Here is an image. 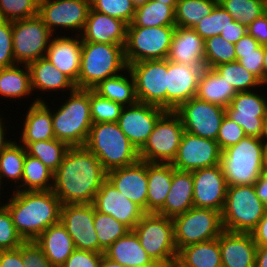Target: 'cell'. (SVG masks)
<instances>
[{"label": "cell", "mask_w": 267, "mask_h": 267, "mask_svg": "<svg viewBox=\"0 0 267 267\" xmlns=\"http://www.w3.org/2000/svg\"><path fill=\"white\" fill-rule=\"evenodd\" d=\"M107 179L99 159L85 146L69 147L53 175V193L65 204H92Z\"/></svg>", "instance_id": "obj_1"}, {"label": "cell", "mask_w": 267, "mask_h": 267, "mask_svg": "<svg viewBox=\"0 0 267 267\" xmlns=\"http://www.w3.org/2000/svg\"><path fill=\"white\" fill-rule=\"evenodd\" d=\"M7 202L4 205L24 241L35 240L49 226L60 222L62 204L52 190H15Z\"/></svg>", "instance_id": "obj_2"}, {"label": "cell", "mask_w": 267, "mask_h": 267, "mask_svg": "<svg viewBox=\"0 0 267 267\" xmlns=\"http://www.w3.org/2000/svg\"><path fill=\"white\" fill-rule=\"evenodd\" d=\"M67 98L55 112L51 111L55 138L69 147L85 146L93 124L90 90L76 88Z\"/></svg>", "instance_id": "obj_3"}, {"label": "cell", "mask_w": 267, "mask_h": 267, "mask_svg": "<svg viewBox=\"0 0 267 267\" xmlns=\"http://www.w3.org/2000/svg\"><path fill=\"white\" fill-rule=\"evenodd\" d=\"M124 46L82 42L78 89L92 90L103 80L126 73Z\"/></svg>", "instance_id": "obj_4"}, {"label": "cell", "mask_w": 267, "mask_h": 267, "mask_svg": "<svg viewBox=\"0 0 267 267\" xmlns=\"http://www.w3.org/2000/svg\"><path fill=\"white\" fill-rule=\"evenodd\" d=\"M85 147L99 159L106 171L129 166L139 160V152L117 122L92 124Z\"/></svg>", "instance_id": "obj_5"}, {"label": "cell", "mask_w": 267, "mask_h": 267, "mask_svg": "<svg viewBox=\"0 0 267 267\" xmlns=\"http://www.w3.org/2000/svg\"><path fill=\"white\" fill-rule=\"evenodd\" d=\"M264 139L246 136L224 149L220 166L227 186L253 185L263 173Z\"/></svg>", "instance_id": "obj_6"}, {"label": "cell", "mask_w": 267, "mask_h": 267, "mask_svg": "<svg viewBox=\"0 0 267 267\" xmlns=\"http://www.w3.org/2000/svg\"><path fill=\"white\" fill-rule=\"evenodd\" d=\"M266 209L267 206L257 197L253 185L228 186L221 212L223 228L231 232L251 233Z\"/></svg>", "instance_id": "obj_7"}, {"label": "cell", "mask_w": 267, "mask_h": 267, "mask_svg": "<svg viewBox=\"0 0 267 267\" xmlns=\"http://www.w3.org/2000/svg\"><path fill=\"white\" fill-rule=\"evenodd\" d=\"M133 231L146 253L159 267H169L177 260L172 218L145 213Z\"/></svg>", "instance_id": "obj_8"}, {"label": "cell", "mask_w": 267, "mask_h": 267, "mask_svg": "<svg viewBox=\"0 0 267 267\" xmlns=\"http://www.w3.org/2000/svg\"><path fill=\"white\" fill-rule=\"evenodd\" d=\"M177 251L195 243L214 240L224 231L221 212L192 207L172 218Z\"/></svg>", "instance_id": "obj_9"}, {"label": "cell", "mask_w": 267, "mask_h": 267, "mask_svg": "<svg viewBox=\"0 0 267 267\" xmlns=\"http://www.w3.org/2000/svg\"><path fill=\"white\" fill-rule=\"evenodd\" d=\"M176 26L127 27L124 46L127 65L145 60H164Z\"/></svg>", "instance_id": "obj_10"}, {"label": "cell", "mask_w": 267, "mask_h": 267, "mask_svg": "<svg viewBox=\"0 0 267 267\" xmlns=\"http://www.w3.org/2000/svg\"><path fill=\"white\" fill-rule=\"evenodd\" d=\"M184 132L180 117L174 111H166L139 151V159L148 163H172Z\"/></svg>", "instance_id": "obj_11"}, {"label": "cell", "mask_w": 267, "mask_h": 267, "mask_svg": "<svg viewBox=\"0 0 267 267\" xmlns=\"http://www.w3.org/2000/svg\"><path fill=\"white\" fill-rule=\"evenodd\" d=\"M53 33L37 14L12 22V45L16 64L28 65L46 56Z\"/></svg>", "instance_id": "obj_12"}, {"label": "cell", "mask_w": 267, "mask_h": 267, "mask_svg": "<svg viewBox=\"0 0 267 267\" xmlns=\"http://www.w3.org/2000/svg\"><path fill=\"white\" fill-rule=\"evenodd\" d=\"M128 69L135 81L137 101L167 111V59L131 63Z\"/></svg>", "instance_id": "obj_13"}, {"label": "cell", "mask_w": 267, "mask_h": 267, "mask_svg": "<svg viewBox=\"0 0 267 267\" xmlns=\"http://www.w3.org/2000/svg\"><path fill=\"white\" fill-rule=\"evenodd\" d=\"M267 97L255 90L237 92L230 105L225 108L226 116L244 129L246 136L264 139L267 123Z\"/></svg>", "instance_id": "obj_14"}, {"label": "cell", "mask_w": 267, "mask_h": 267, "mask_svg": "<svg viewBox=\"0 0 267 267\" xmlns=\"http://www.w3.org/2000/svg\"><path fill=\"white\" fill-rule=\"evenodd\" d=\"M181 119L185 132L216 141L226 115L225 108L193 97L174 111Z\"/></svg>", "instance_id": "obj_15"}, {"label": "cell", "mask_w": 267, "mask_h": 267, "mask_svg": "<svg viewBox=\"0 0 267 267\" xmlns=\"http://www.w3.org/2000/svg\"><path fill=\"white\" fill-rule=\"evenodd\" d=\"M90 8V0H39L38 15L53 35L57 28L79 30L80 35Z\"/></svg>", "instance_id": "obj_16"}, {"label": "cell", "mask_w": 267, "mask_h": 267, "mask_svg": "<svg viewBox=\"0 0 267 267\" xmlns=\"http://www.w3.org/2000/svg\"><path fill=\"white\" fill-rule=\"evenodd\" d=\"M93 204H65L61 206L60 222L73 240L75 249L104 253L94 228Z\"/></svg>", "instance_id": "obj_17"}, {"label": "cell", "mask_w": 267, "mask_h": 267, "mask_svg": "<svg viewBox=\"0 0 267 267\" xmlns=\"http://www.w3.org/2000/svg\"><path fill=\"white\" fill-rule=\"evenodd\" d=\"M222 150L211 139L184 132L172 166L180 171H193L220 164Z\"/></svg>", "instance_id": "obj_18"}, {"label": "cell", "mask_w": 267, "mask_h": 267, "mask_svg": "<svg viewBox=\"0 0 267 267\" xmlns=\"http://www.w3.org/2000/svg\"><path fill=\"white\" fill-rule=\"evenodd\" d=\"M165 112L161 107L137 101L133 105L123 107L117 123L139 152L153 132L156 122Z\"/></svg>", "instance_id": "obj_19"}, {"label": "cell", "mask_w": 267, "mask_h": 267, "mask_svg": "<svg viewBox=\"0 0 267 267\" xmlns=\"http://www.w3.org/2000/svg\"><path fill=\"white\" fill-rule=\"evenodd\" d=\"M194 207L222 212L227 193V183L220 164L192 171Z\"/></svg>", "instance_id": "obj_20"}, {"label": "cell", "mask_w": 267, "mask_h": 267, "mask_svg": "<svg viewBox=\"0 0 267 267\" xmlns=\"http://www.w3.org/2000/svg\"><path fill=\"white\" fill-rule=\"evenodd\" d=\"M96 211L114 217L130 230L136 226L145 212L130 199L125 197L106 179L93 200Z\"/></svg>", "instance_id": "obj_21"}, {"label": "cell", "mask_w": 267, "mask_h": 267, "mask_svg": "<svg viewBox=\"0 0 267 267\" xmlns=\"http://www.w3.org/2000/svg\"><path fill=\"white\" fill-rule=\"evenodd\" d=\"M204 67L167 60V111H175L181 104L196 96Z\"/></svg>", "instance_id": "obj_22"}, {"label": "cell", "mask_w": 267, "mask_h": 267, "mask_svg": "<svg viewBox=\"0 0 267 267\" xmlns=\"http://www.w3.org/2000/svg\"><path fill=\"white\" fill-rule=\"evenodd\" d=\"M107 179L125 197L147 213V162L136 163L107 171Z\"/></svg>", "instance_id": "obj_23"}, {"label": "cell", "mask_w": 267, "mask_h": 267, "mask_svg": "<svg viewBox=\"0 0 267 267\" xmlns=\"http://www.w3.org/2000/svg\"><path fill=\"white\" fill-rule=\"evenodd\" d=\"M82 40L80 35L66 37L57 35L51 38L46 58L59 71L69 77L78 88L81 63Z\"/></svg>", "instance_id": "obj_24"}, {"label": "cell", "mask_w": 267, "mask_h": 267, "mask_svg": "<svg viewBox=\"0 0 267 267\" xmlns=\"http://www.w3.org/2000/svg\"><path fill=\"white\" fill-rule=\"evenodd\" d=\"M127 24L120 19L90 8L82 33V42L125 45Z\"/></svg>", "instance_id": "obj_25"}, {"label": "cell", "mask_w": 267, "mask_h": 267, "mask_svg": "<svg viewBox=\"0 0 267 267\" xmlns=\"http://www.w3.org/2000/svg\"><path fill=\"white\" fill-rule=\"evenodd\" d=\"M218 240L222 267H255L257 245L251 233L224 230Z\"/></svg>", "instance_id": "obj_26"}, {"label": "cell", "mask_w": 267, "mask_h": 267, "mask_svg": "<svg viewBox=\"0 0 267 267\" xmlns=\"http://www.w3.org/2000/svg\"><path fill=\"white\" fill-rule=\"evenodd\" d=\"M167 60L191 66H205V40L193 28L176 26Z\"/></svg>", "instance_id": "obj_27"}, {"label": "cell", "mask_w": 267, "mask_h": 267, "mask_svg": "<svg viewBox=\"0 0 267 267\" xmlns=\"http://www.w3.org/2000/svg\"><path fill=\"white\" fill-rule=\"evenodd\" d=\"M47 103L40 97L30 104L22 125L20 143H33L55 138L51 109Z\"/></svg>", "instance_id": "obj_28"}, {"label": "cell", "mask_w": 267, "mask_h": 267, "mask_svg": "<svg viewBox=\"0 0 267 267\" xmlns=\"http://www.w3.org/2000/svg\"><path fill=\"white\" fill-rule=\"evenodd\" d=\"M194 206L192 171H173L170 191L164 205L156 212L159 215L173 218L185 213Z\"/></svg>", "instance_id": "obj_29"}, {"label": "cell", "mask_w": 267, "mask_h": 267, "mask_svg": "<svg viewBox=\"0 0 267 267\" xmlns=\"http://www.w3.org/2000/svg\"><path fill=\"white\" fill-rule=\"evenodd\" d=\"M104 255L125 267H159L141 246L133 230L111 244Z\"/></svg>", "instance_id": "obj_30"}, {"label": "cell", "mask_w": 267, "mask_h": 267, "mask_svg": "<svg viewBox=\"0 0 267 267\" xmlns=\"http://www.w3.org/2000/svg\"><path fill=\"white\" fill-rule=\"evenodd\" d=\"M34 241L54 267H61L75 250L73 240L61 222L49 226Z\"/></svg>", "instance_id": "obj_31"}, {"label": "cell", "mask_w": 267, "mask_h": 267, "mask_svg": "<svg viewBox=\"0 0 267 267\" xmlns=\"http://www.w3.org/2000/svg\"><path fill=\"white\" fill-rule=\"evenodd\" d=\"M30 70L31 88L32 91H66L70 92L76 89L75 83L64 73L59 71L51 64L49 59L42 57L28 64Z\"/></svg>", "instance_id": "obj_32"}, {"label": "cell", "mask_w": 267, "mask_h": 267, "mask_svg": "<svg viewBox=\"0 0 267 267\" xmlns=\"http://www.w3.org/2000/svg\"><path fill=\"white\" fill-rule=\"evenodd\" d=\"M174 170L171 163L147 162V213H156L164 205Z\"/></svg>", "instance_id": "obj_33"}, {"label": "cell", "mask_w": 267, "mask_h": 267, "mask_svg": "<svg viewBox=\"0 0 267 267\" xmlns=\"http://www.w3.org/2000/svg\"><path fill=\"white\" fill-rule=\"evenodd\" d=\"M236 93L233 86L229 85L214 68H203L195 97L226 108Z\"/></svg>", "instance_id": "obj_34"}, {"label": "cell", "mask_w": 267, "mask_h": 267, "mask_svg": "<svg viewBox=\"0 0 267 267\" xmlns=\"http://www.w3.org/2000/svg\"><path fill=\"white\" fill-rule=\"evenodd\" d=\"M177 261L183 267H222L218 238L181 248Z\"/></svg>", "instance_id": "obj_35"}, {"label": "cell", "mask_w": 267, "mask_h": 267, "mask_svg": "<svg viewBox=\"0 0 267 267\" xmlns=\"http://www.w3.org/2000/svg\"><path fill=\"white\" fill-rule=\"evenodd\" d=\"M126 72H128L129 78L120 73L103 80L92 90L99 96L119 103L123 107L135 104L137 102L135 81L128 68Z\"/></svg>", "instance_id": "obj_36"}, {"label": "cell", "mask_w": 267, "mask_h": 267, "mask_svg": "<svg viewBox=\"0 0 267 267\" xmlns=\"http://www.w3.org/2000/svg\"><path fill=\"white\" fill-rule=\"evenodd\" d=\"M176 5H165L160 1L149 0L135 10L134 19L127 27L176 26Z\"/></svg>", "instance_id": "obj_37"}, {"label": "cell", "mask_w": 267, "mask_h": 267, "mask_svg": "<svg viewBox=\"0 0 267 267\" xmlns=\"http://www.w3.org/2000/svg\"><path fill=\"white\" fill-rule=\"evenodd\" d=\"M19 65V66H18ZM20 64L0 69V96L19 99L32 94L30 70L28 65ZM25 69V70H24Z\"/></svg>", "instance_id": "obj_38"}, {"label": "cell", "mask_w": 267, "mask_h": 267, "mask_svg": "<svg viewBox=\"0 0 267 267\" xmlns=\"http://www.w3.org/2000/svg\"><path fill=\"white\" fill-rule=\"evenodd\" d=\"M54 173L38 158L26 153L22 181L14 190L48 191L53 187ZM21 188V189H20Z\"/></svg>", "instance_id": "obj_39"}, {"label": "cell", "mask_w": 267, "mask_h": 267, "mask_svg": "<svg viewBox=\"0 0 267 267\" xmlns=\"http://www.w3.org/2000/svg\"><path fill=\"white\" fill-rule=\"evenodd\" d=\"M26 153L38 158L53 173L58 169L69 146L56 138L33 143H20Z\"/></svg>", "instance_id": "obj_40"}, {"label": "cell", "mask_w": 267, "mask_h": 267, "mask_svg": "<svg viewBox=\"0 0 267 267\" xmlns=\"http://www.w3.org/2000/svg\"><path fill=\"white\" fill-rule=\"evenodd\" d=\"M217 4L218 0H178L174 10L176 26L193 28Z\"/></svg>", "instance_id": "obj_41"}, {"label": "cell", "mask_w": 267, "mask_h": 267, "mask_svg": "<svg viewBox=\"0 0 267 267\" xmlns=\"http://www.w3.org/2000/svg\"><path fill=\"white\" fill-rule=\"evenodd\" d=\"M25 156V147L20 143L17 144L15 140L0 152L1 182H3L5 178L13 180L11 182L18 184L22 181Z\"/></svg>", "instance_id": "obj_42"}, {"label": "cell", "mask_w": 267, "mask_h": 267, "mask_svg": "<svg viewBox=\"0 0 267 267\" xmlns=\"http://www.w3.org/2000/svg\"><path fill=\"white\" fill-rule=\"evenodd\" d=\"M218 3L246 27L267 11V0H218Z\"/></svg>", "instance_id": "obj_43"}, {"label": "cell", "mask_w": 267, "mask_h": 267, "mask_svg": "<svg viewBox=\"0 0 267 267\" xmlns=\"http://www.w3.org/2000/svg\"><path fill=\"white\" fill-rule=\"evenodd\" d=\"M237 92L251 91L262 86L260 80L238 61L224 63L214 68Z\"/></svg>", "instance_id": "obj_44"}, {"label": "cell", "mask_w": 267, "mask_h": 267, "mask_svg": "<svg viewBox=\"0 0 267 267\" xmlns=\"http://www.w3.org/2000/svg\"><path fill=\"white\" fill-rule=\"evenodd\" d=\"M94 228L97 233L99 246L105 251L120 237L125 236L130 229L108 214L95 210Z\"/></svg>", "instance_id": "obj_45"}, {"label": "cell", "mask_w": 267, "mask_h": 267, "mask_svg": "<svg viewBox=\"0 0 267 267\" xmlns=\"http://www.w3.org/2000/svg\"><path fill=\"white\" fill-rule=\"evenodd\" d=\"M237 61L235 46L221 35L212 36L205 40V67L215 68L224 63Z\"/></svg>", "instance_id": "obj_46"}, {"label": "cell", "mask_w": 267, "mask_h": 267, "mask_svg": "<svg viewBox=\"0 0 267 267\" xmlns=\"http://www.w3.org/2000/svg\"><path fill=\"white\" fill-rule=\"evenodd\" d=\"M234 19L232 16L218 3L212 12L204 16L194 27L195 32L204 40L209 37L221 34Z\"/></svg>", "instance_id": "obj_47"}, {"label": "cell", "mask_w": 267, "mask_h": 267, "mask_svg": "<svg viewBox=\"0 0 267 267\" xmlns=\"http://www.w3.org/2000/svg\"><path fill=\"white\" fill-rule=\"evenodd\" d=\"M123 106L103 98L90 90V115L93 124L101 122H118Z\"/></svg>", "instance_id": "obj_48"}, {"label": "cell", "mask_w": 267, "mask_h": 267, "mask_svg": "<svg viewBox=\"0 0 267 267\" xmlns=\"http://www.w3.org/2000/svg\"><path fill=\"white\" fill-rule=\"evenodd\" d=\"M90 1H91V8L93 10L120 19L127 25L131 24L134 19L136 9L131 0H90Z\"/></svg>", "instance_id": "obj_49"}, {"label": "cell", "mask_w": 267, "mask_h": 267, "mask_svg": "<svg viewBox=\"0 0 267 267\" xmlns=\"http://www.w3.org/2000/svg\"><path fill=\"white\" fill-rule=\"evenodd\" d=\"M39 0H0V18L17 21L38 14Z\"/></svg>", "instance_id": "obj_50"}, {"label": "cell", "mask_w": 267, "mask_h": 267, "mask_svg": "<svg viewBox=\"0 0 267 267\" xmlns=\"http://www.w3.org/2000/svg\"><path fill=\"white\" fill-rule=\"evenodd\" d=\"M23 242L15 229L8 208L0 203V250L17 249Z\"/></svg>", "instance_id": "obj_51"}, {"label": "cell", "mask_w": 267, "mask_h": 267, "mask_svg": "<svg viewBox=\"0 0 267 267\" xmlns=\"http://www.w3.org/2000/svg\"><path fill=\"white\" fill-rule=\"evenodd\" d=\"M244 137H246L244 129L225 115L216 139L220 149L223 151L236 145Z\"/></svg>", "instance_id": "obj_52"}, {"label": "cell", "mask_w": 267, "mask_h": 267, "mask_svg": "<svg viewBox=\"0 0 267 267\" xmlns=\"http://www.w3.org/2000/svg\"><path fill=\"white\" fill-rule=\"evenodd\" d=\"M14 65L12 22L0 18V69Z\"/></svg>", "instance_id": "obj_53"}, {"label": "cell", "mask_w": 267, "mask_h": 267, "mask_svg": "<svg viewBox=\"0 0 267 267\" xmlns=\"http://www.w3.org/2000/svg\"><path fill=\"white\" fill-rule=\"evenodd\" d=\"M21 258L25 267H54L34 240L21 244Z\"/></svg>", "instance_id": "obj_54"}, {"label": "cell", "mask_w": 267, "mask_h": 267, "mask_svg": "<svg viewBox=\"0 0 267 267\" xmlns=\"http://www.w3.org/2000/svg\"><path fill=\"white\" fill-rule=\"evenodd\" d=\"M236 59L247 71L257 77L263 85V57L264 45H260L254 52L235 53Z\"/></svg>", "instance_id": "obj_55"}, {"label": "cell", "mask_w": 267, "mask_h": 267, "mask_svg": "<svg viewBox=\"0 0 267 267\" xmlns=\"http://www.w3.org/2000/svg\"><path fill=\"white\" fill-rule=\"evenodd\" d=\"M103 254L75 249L61 267H100Z\"/></svg>", "instance_id": "obj_56"}, {"label": "cell", "mask_w": 267, "mask_h": 267, "mask_svg": "<svg viewBox=\"0 0 267 267\" xmlns=\"http://www.w3.org/2000/svg\"><path fill=\"white\" fill-rule=\"evenodd\" d=\"M247 32L260 45H267V11L247 26Z\"/></svg>", "instance_id": "obj_57"}, {"label": "cell", "mask_w": 267, "mask_h": 267, "mask_svg": "<svg viewBox=\"0 0 267 267\" xmlns=\"http://www.w3.org/2000/svg\"><path fill=\"white\" fill-rule=\"evenodd\" d=\"M0 267H25L21 258V245L13 250H0Z\"/></svg>", "instance_id": "obj_58"}, {"label": "cell", "mask_w": 267, "mask_h": 267, "mask_svg": "<svg viewBox=\"0 0 267 267\" xmlns=\"http://www.w3.org/2000/svg\"><path fill=\"white\" fill-rule=\"evenodd\" d=\"M247 27L239 21H233L225 30L221 31V37L235 44L240 38L247 34Z\"/></svg>", "instance_id": "obj_59"}, {"label": "cell", "mask_w": 267, "mask_h": 267, "mask_svg": "<svg viewBox=\"0 0 267 267\" xmlns=\"http://www.w3.org/2000/svg\"><path fill=\"white\" fill-rule=\"evenodd\" d=\"M251 234L257 246L267 245V209Z\"/></svg>", "instance_id": "obj_60"}, {"label": "cell", "mask_w": 267, "mask_h": 267, "mask_svg": "<svg viewBox=\"0 0 267 267\" xmlns=\"http://www.w3.org/2000/svg\"><path fill=\"white\" fill-rule=\"evenodd\" d=\"M235 53L254 52L260 44L248 33L240 38L235 44Z\"/></svg>", "instance_id": "obj_61"}, {"label": "cell", "mask_w": 267, "mask_h": 267, "mask_svg": "<svg viewBox=\"0 0 267 267\" xmlns=\"http://www.w3.org/2000/svg\"><path fill=\"white\" fill-rule=\"evenodd\" d=\"M253 186L257 197L267 206V174L262 173Z\"/></svg>", "instance_id": "obj_62"}, {"label": "cell", "mask_w": 267, "mask_h": 267, "mask_svg": "<svg viewBox=\"0 0 267 267\" xmlns=\"http://www.w3.org/2000/svg\"><path fill=\"white\" fill-rule=\"evenodd\" d=\"M255 267H267V245L257 246Z\"/></svg>", "instance_id": "obj_63"}, {"label": "cell", "mask_w": 267, "mask_h": 267, "mask_svg": "<svg viewBox=\"0 0 267 267\" xmlns=\"http://www.w3.org/2000/svg\"><path fill=\"white\" fill-rule=\"evenodd\" d=\"M3 120L4 119H2L0 115V152L12 142L11 139L8 140L5 137L7 133L5 132L7 130L5 128L8 127L4 126L5 122H3Z\"/></svg>", "instance_id": "obj_64"}, {"label": "cell", "mask_w": 267, "mask_h": 267, "mask_svg": "<svg viewBox=\"0 0 267 267\" xmlns=\"http://www.w3.org/2000/svg\"><path fill=\"white\" fill-rule=\"evenodd\" d=\"M100 267H125L124 265H121L118 262H115L108 257H106L104 254L101 259Z\"/></svg>", "instance_id": "obj_65"}, {"label": "cell", "mask_w": 267, "mask_h": 267, "mask_svg": "<svg viewBox=\"0 0 267 267\" xmlns=\"http://www.w3.org/2000/svg\"><path fill=\"white\" fill-rule=\"evenodd\" d=\"M267 84V45H264L263 57V87Z\"/></svg>", "instance_id": "obj_66"}, {"label": "cell", "mask_w": 267, "mask_h": 267, "mask_svg": "<svg viewBox=\"0 0 267 267\" xmlns=\"http://www.w3.org/2000/svg\"><path fill=\"white\" fill-rule=\"evenodd\" d=\"M262 171L263 173L267 174V147L264 149Z\"/></svg>", "instance_id": "obj_67"}, {"label": "cell", "mask_w": 267, "mask_h": 267, "mask_svg": "<svg viewBox=\"0 0 267 267\" xmlns=\"http://www.w3.org/2000/svg\"><path fill=\"white\" fill-rule=\"evenodd\" d=\"M135 9L139 8L140 6H143L146 4L149 0H131Z\"/></svg>", "instance_id": "obj_68"}, {"label": "cell", "mask_w": 267, "mask_h": 267, "mask_svg": "<svg viewBox=\"0 0 267 267\" xmlns=\"http://www.w3.org/2000/svg\"><path fill=\"white\" fill-rule=\"evenodd\" d=\"M155 1H160L165 5H176L178 0H155Z\"/></svg>", "instance_id": "obj_69"}, {"label": "cell", "mask_w": 267, "mask_h": 267, "mask_svg": "<svg viewBox=\"0 0 267 267\" xmlns=\"http://www.w3.org/2000/svg\"><path fill=\"white\" fill-rule=\"evenodd\" d=\"M169 267H183L177 260H175Z\"/></svg>", "instance_id": "obj_70"}, {"label": "cell", "mask_w": 267, "mask_h": 267, "mask_svg": "<svg viewBox=\"0 0 267 267\" xmlns=\"http://www.w3.org/2000/svg\"><path fill=\"white\" fill-rule=\"evenodd\" d=\"M264 143H265V147H267V123H266V129H265Z\"/></svg>", "instance_id": "obj_71"}, {"label": "cell", "mask_w": 267, "mask_h": 267, "mask_svg": "<svg viewBox=\"0 0 267 267\" xmlns=\"http://www.w3.org/2000/svg\"><path fill=\"white\" fill-rule=\"evenodd\" d=\"M1 184H3L2 182H1V179H0V195H1V190H2V188H1ZM0 199H1V196H0ZM2 201H0V203H1Z\"/></svg>", "instance_id": "obj_72"}]
</instances>
